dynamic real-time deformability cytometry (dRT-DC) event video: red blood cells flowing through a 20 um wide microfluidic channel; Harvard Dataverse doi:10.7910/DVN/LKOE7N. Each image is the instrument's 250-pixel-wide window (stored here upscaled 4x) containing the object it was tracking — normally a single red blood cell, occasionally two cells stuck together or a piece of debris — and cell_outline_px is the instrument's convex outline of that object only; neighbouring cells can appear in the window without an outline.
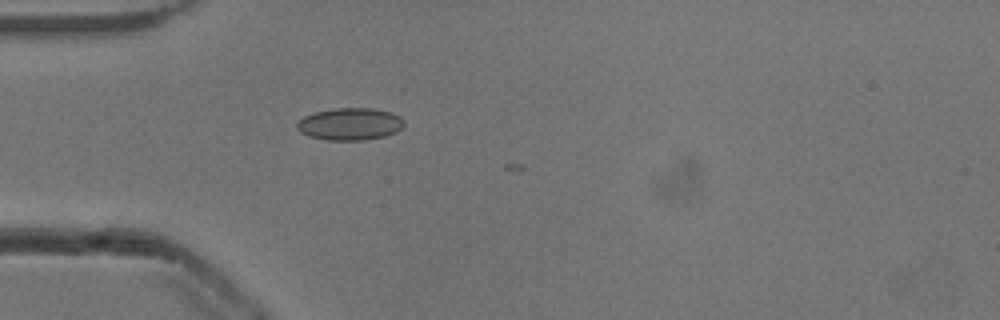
{"species": "common noctule bat (a hibernating species)", "species_latin": "Nyctalus noctula", "temperature_condition": "cold", "stored_images_in_passage": 6, "camera_frame_rate_fps": 3000, "um_per_image_px": 0.085, "animal": {"sex": "male", "body_mass_g": 13.3}, "frame": {"image": 1, "passage_image": 4, "time_ms": 1.0, "image_size_px": [1000, 320], "cell_outline_px": [[404, 124], [396, 132], [384, 136], [364, 140], [328, 140], [308, 136], [300, 132], [296, 128], [296, 124], [304, 116], [316, 112], [336, 108], [372, 108], [392, 112], [400, 116], [404, 120]], "centroid_in_image_um": [29.75, 10.54], "position_along_channel_um": 55.2, "area_um2": 20.11}}